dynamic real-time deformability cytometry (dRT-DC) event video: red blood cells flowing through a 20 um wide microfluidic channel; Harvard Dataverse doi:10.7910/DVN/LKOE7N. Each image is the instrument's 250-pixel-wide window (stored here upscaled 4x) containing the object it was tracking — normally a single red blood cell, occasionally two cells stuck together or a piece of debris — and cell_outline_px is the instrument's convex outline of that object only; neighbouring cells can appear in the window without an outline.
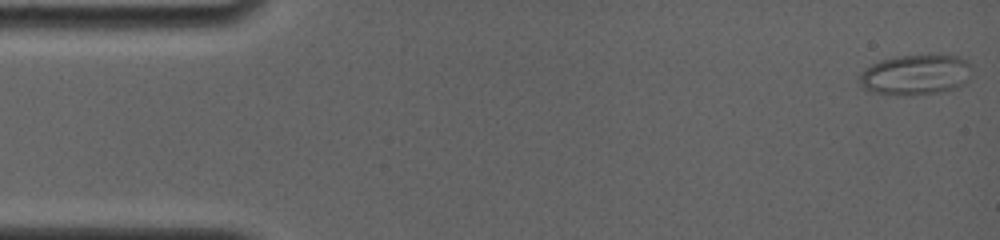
{"species": "common noctule bat (a hibernating species)", "species_latin": "Nyctalus noctula", "temperature_condition": "room temperature", "stored_images_in_passage": 5, "camera_frame_rate_fps": 4000, "um_per_image_px": 0.085, "animal": {"sex": "female", "body_mass_g": 19.0, "forearm_length_mm": 56.7}, "frame": {"image": 1, "passage_image": 1, "time_ms": 0.0, "image_size_px": [1000, 240], "cell_outline_px": [[964, 64], [960, 84], [952, 88], [936, 92], [908, 96], [868, 92], [860, 84], [856, 76], [864, 68], [880, 60], [896, 56], [928, 52], [956, 56]], "centroid_in_image_um": [77.55, 6.32], "position_along_channel_um": 7.4, "area_um2": 25.95}}
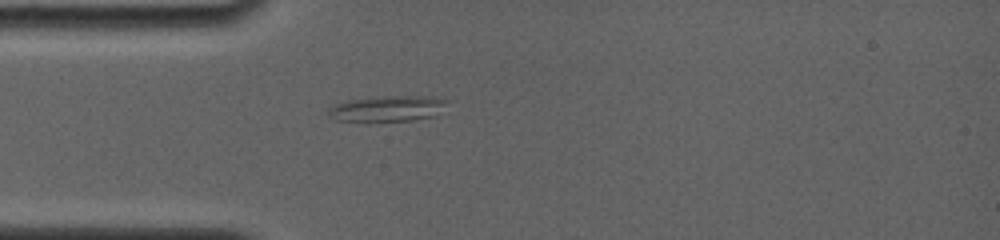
{"frame": {"image": 2, "passage_image": 5, "time_ms": 4.25, "image_size_px": [1000, 240], "cell_outline_px": [[448, 100], [432, 116], [412, 120], [368, 124], [336, 120], [328, 116], [328, 108], [332, 104], [348, 100], [388, 96], [428, 96]], "centroid_in_image_um": [32.77, 9.28], "position_along_channel_um": 52.2, "area_um2": 18.26}}